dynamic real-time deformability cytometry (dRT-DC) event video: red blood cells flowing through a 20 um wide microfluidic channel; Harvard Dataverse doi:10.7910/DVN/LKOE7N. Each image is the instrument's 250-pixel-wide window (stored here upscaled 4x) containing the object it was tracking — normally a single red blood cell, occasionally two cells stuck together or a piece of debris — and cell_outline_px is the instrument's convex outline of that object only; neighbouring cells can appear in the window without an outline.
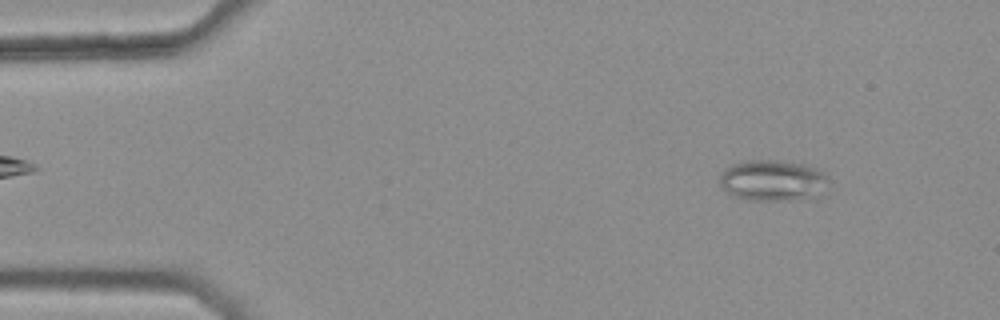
{"species": "common noctule bat (a hibernating species)", "species_latin": "Nyctalus noctula", "temperature_condition": "warm", "stored_images_in_passage": 46, "camera_frame_rate_fps": 3000, "um_per_image_px": 0.085, "animal": {"sex": "female", "body_mass_g": 25.1}, "frame": {"image": 1, "passage_image": 6, "time_ms": 1.667, "image_size_px": [1000, 320], "cell_outline_px": [[828, 180], [816, 200], [748, 200], [732, 196], [720, 184], [720, 172], [732, 164], [744, 160], [776, 160], [804, 164], [816, 168], [828, 176]], "centroid_in_image_um": [65.69, 15.35], "position_along_channel_um": 19.3, "area_um2": 26.41}}
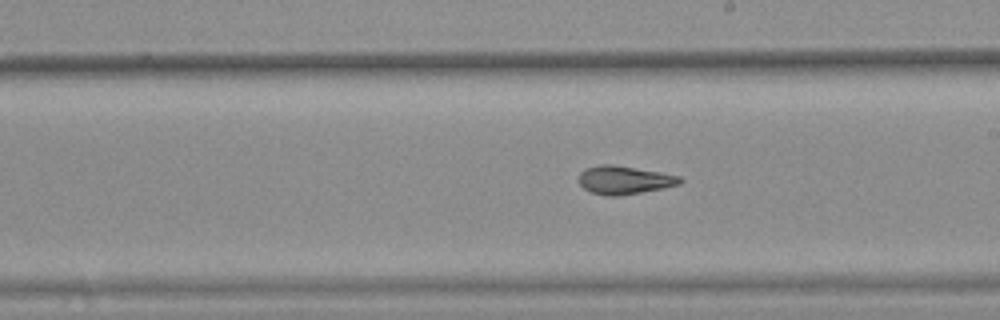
{"frame": {"image": 2, "passage_image": 30, "time_ms": 9.667, "image_size_px": [1000, 320], "cell_outline_px": [[684, 180], [680, 184], [640, 192], [616, 196], [608, 196], [592, 192], [584, 188], [580, 184], [580, 172], [584, 168], [600, 164], [612, 164], [660, 172], [680, 176]], "centroid_in_image_um": [53.05, 15.28], "position_along_channel_um": 235.9, "area_um2": 16.47}}
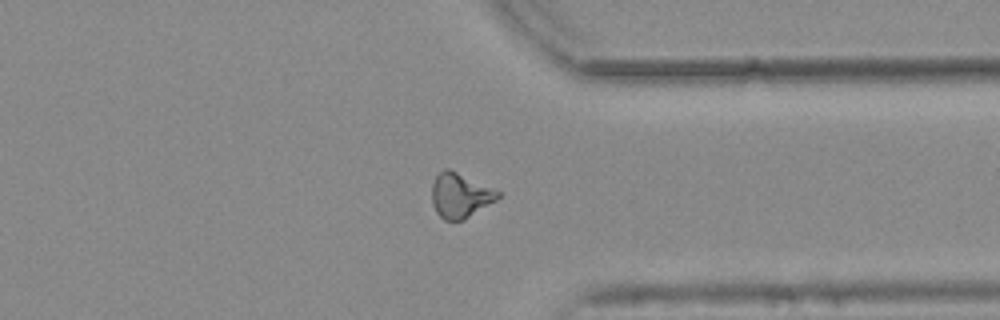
{"frame": {"image": 3, "passage_image": 41, "time_ms": 13.333, "image_size_px": [1000, 320], "cell_outline_px": [[504, 192], [496, 200], [464, 220], [444, 220], [436, 212], [432, 204], [432, 184], [436, 176], [444, 168], [448, 168]], "centroid_in_image_um": [39.13, 16.6], "position_along_channel_um": 372.3, "area_um2": 17.34}, "authors_computed_cell_mechanics": {"area_um2": 16.9354, "velocity_mm_per_s": 3.7872, "shape_relaxation_time_tau1_ms": null, "shape_relaxation_time_tau2_ms": 2.1518, "deformation_change_tau1": null, "deformation_change_tau2": 0.0985}}